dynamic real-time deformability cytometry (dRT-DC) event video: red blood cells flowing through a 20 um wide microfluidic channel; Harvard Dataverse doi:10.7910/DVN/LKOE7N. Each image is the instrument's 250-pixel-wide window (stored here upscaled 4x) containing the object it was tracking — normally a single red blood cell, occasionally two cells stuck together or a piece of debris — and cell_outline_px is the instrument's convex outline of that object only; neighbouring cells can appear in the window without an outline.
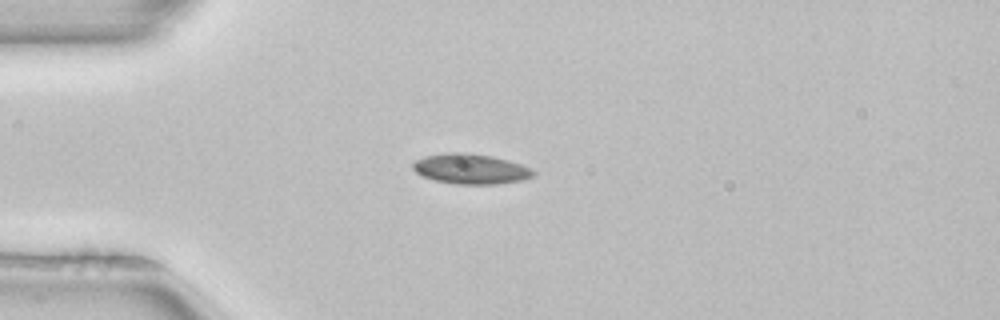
{"species": "common noctule bat (a hibernating species)", "species_latin": "Nyctalus noctula", "temperature_condition": "room temperature", "stored_images_in_passage": 39, "camera_frame_rate_fps": 3000, "um_per_image_px": 0.085, "animal": {"sex": "female", "body_mass_g": 22.7, "forearm_length_mm": 54.2}, "frame": {"image": 1, "passage_image": 1, "time_ms": 0.0, "image_size_px": [1000, 320], "cell_outline_px": [[536, 172], [532, 176], [524, 180], [496, 184], [456, 184], [436, 180], [424, 176], [416, 172], [412, 168], [412, 164], [416, 160], [424, 156], [448, 152], [464, 152], [492, 156], [508, 160], [532, 168]], "centroid_in_image_um": [40.03, 14.35], "position_along_channel_um": 45.0, "area_um2": 21.15}}
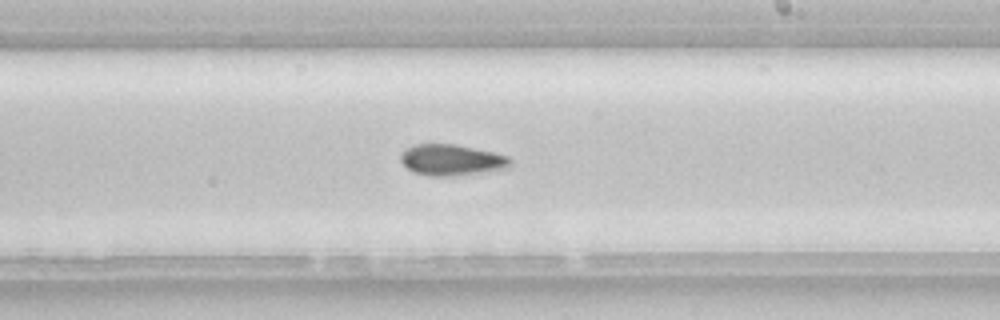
{"frame": {"image": 2, "passage_image": 18, "time_ms": 5.667, "image_size_px": [1000, 320], "cell_outline_px": [[512, 164], [508, 168], [452, 176], [428, 176], [412, 172], [400, 160], [400, 156], [408, 148], [416, 144], [456, 144], [492, 152], [508, 156], [512, 160]], "centroid_in_image_um": [38.39, 13.6], "position_along_channel_um": 250.6, "area_um2": 19.71}}
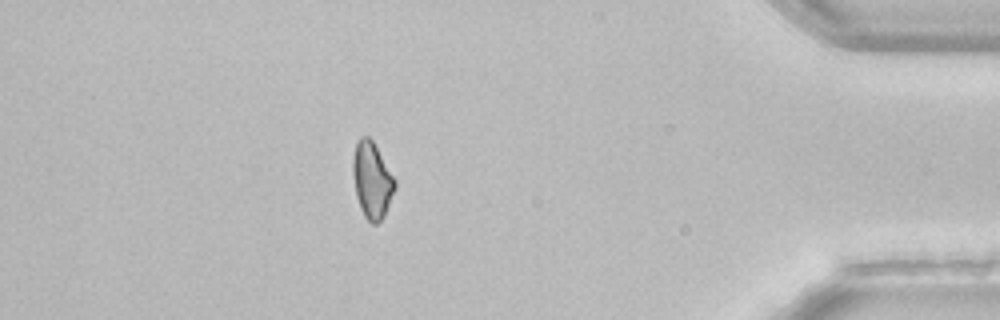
{"frame": {"image": 3, "passage_image": 33, "time_ms": 10.667, "image_size_px": [1000, 320], "cell_outline_px": [[396, 188], [384, 216], [376, 224], [372, 224], [364, 216], [360, 208], [356, 196], [352, 172], [352, 160], [356, 140], [360, 136], [368, 136], [372, 140], [396, 180]], "centroid_in_image_um": [31.6, 15.3], "position_along_channel_um": 403.6, "area_um2": 18.79}}